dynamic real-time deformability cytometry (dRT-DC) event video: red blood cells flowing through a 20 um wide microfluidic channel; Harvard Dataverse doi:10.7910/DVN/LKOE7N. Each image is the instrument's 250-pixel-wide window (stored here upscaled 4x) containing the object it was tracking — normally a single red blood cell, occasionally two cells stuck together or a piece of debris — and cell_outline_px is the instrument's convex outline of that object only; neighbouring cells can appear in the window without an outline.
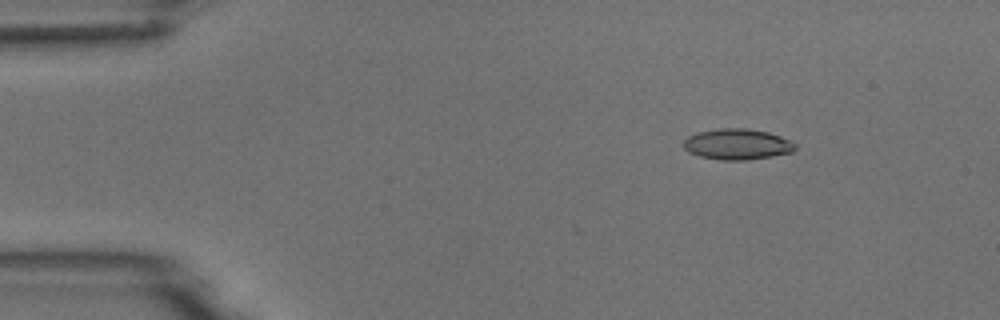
{"species": "common noctule bat (a hibernating species)", "species_latin": "Nyctalus noctula", "temperature_condition": "room temperature", "stored_images_in_passage": 8, "camera_frame_rate_fps": 3000, "um_per_image_px": 0.085, "animal": {"sex": "male", "body_mass_g": 18.8}, "frame": {"image": 1, "passage_image": 2, "time_ms": 1.333, "image_size_px": [1000, 320], "cell_outline_px": [[796, 148], [792, 152], [772, 156], [744, 160], [720, 160], [700, 156], [688, 152], [684, 148], [684, 140], [688, 136], [700, 132], [716, 128], [744, 128], [768, 132], [792, 140], [796, 144]], "centroid_in_image_um": [62.68, 12.26], "position_along_channel_um": 22.3, "area_um2": 20.06}}
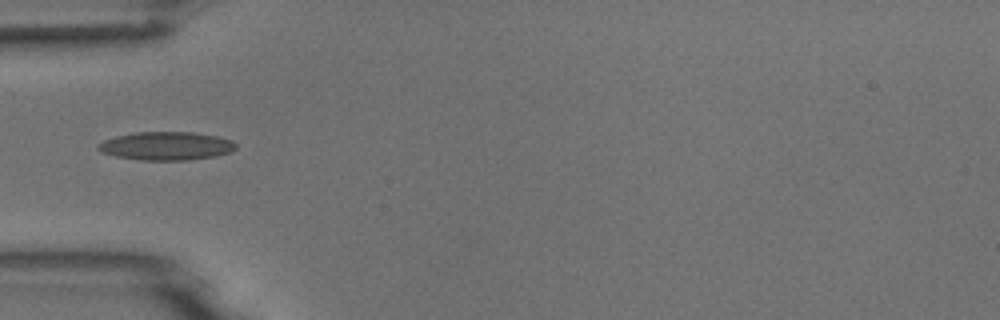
{"frame": {"image": 2, "passage_image": 5, "time_ms": 4.667, "image_size_px": [1000, 320], "cell_outline_px": [[236, 148], [232, 152], [216, 156], [188, 160], [140, 160], [116, 156], [100, 152], [96, 148], [96, 144], [104, 140], [116, 136], [136, 132], [192, 132], [216, 136], [232, 140], [236, 144]], "centroid_in_image_um": [14.12, 12.41], "position_along_channel_um": 70.9, "area_um2": 22.89}}